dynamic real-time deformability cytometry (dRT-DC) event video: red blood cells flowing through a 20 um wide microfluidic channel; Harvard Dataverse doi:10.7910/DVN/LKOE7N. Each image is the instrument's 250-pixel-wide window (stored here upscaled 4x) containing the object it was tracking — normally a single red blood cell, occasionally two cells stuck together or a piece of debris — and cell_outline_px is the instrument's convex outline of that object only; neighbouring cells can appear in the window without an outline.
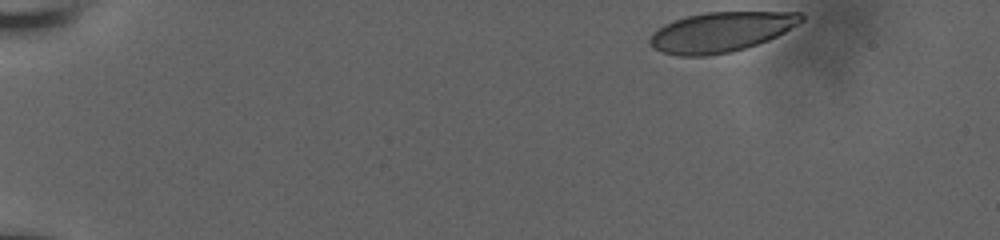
{"species": "human", "species_latin": "Homo sapiens", "temperature_condition": "room temperature", "stored_images_in_passage": 43, "camera_frame_rate_fps": 3000, "um_per_image_px": 0.085, "donor": {"sex": "male"}, "frame": {"image": 1, "passage_image": 1, "time_ms": 0.0, "image_size_px": [1000, 240], "cell_outline_px": [[804, 20], [784, 32], [768, 40], [732, 52], [708, 56], [676, 56], [660, 52], [648, 44], [648, 40], [664, 24], [672, 20], [704, 12], [800, 12], [804, 16]], "centroid_in_image_um": [61.26, 2.72], "position_along_channel_um": 23.7, "area_um2": 35.2}}
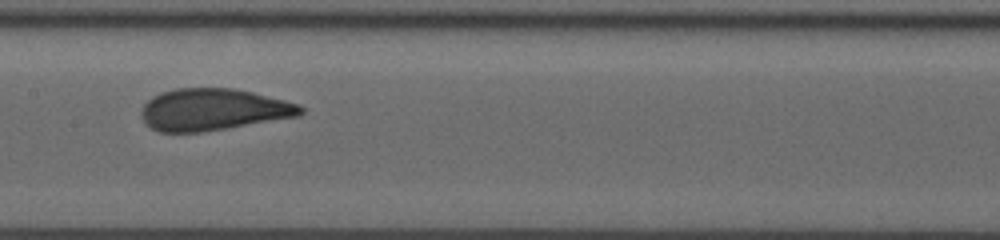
{"frame": {"image": 2, "passage_image": 24, "time_ms": 7.667, "image_size_px": [1000, 240], "cell_outline_px": [[304, 112], [300, 116], [200, 132], [160, 132], [144, 124], [140, 116], [140, 108], [152, 96], [160, 92], [176, 88], [232, 88], [252, 92], [300, 104], [304, 108]], "centroid_in_image_um": [18.08, 9.31], "position_along_channel_um": 189.3, "area_um2": 38.96}}
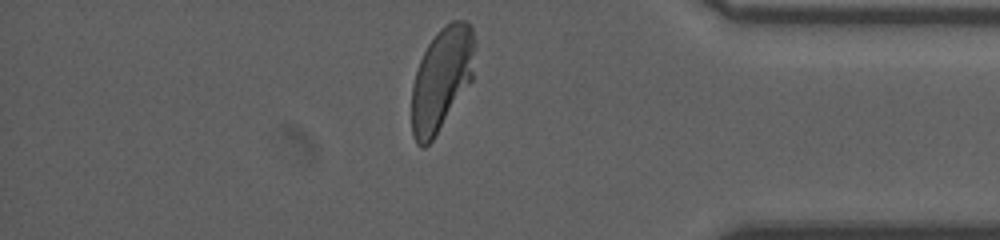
{"frame": {"image": 3, "passage_image": 42, "time_ms": 13.667, "image_size_px": [1000, 240], "cell_outline_px": [[476, 44], [472, 80], [432, 140], [424, 148], [420, 148], [416, 144], [412, 136], [412, 84], [420, 60], [428, 44], [436, 32], [440, 28], [452, 20], [464, 20], [472, 24], [476, 40]], "centroid_in_image_um": [37.55, 6.67], "position_along_channel_um": 397.6, "area_um2": 38.21}, "authors_computed_cell_mechanics": {"area_um2": 38.437, "velocity_mm_per_s": 3.8151, "shape_relaxation_time_tau1_ms": 4.5078, "shape_relaxation_time_tau2_ms": null, "deformation_change_tau1": 0.1628, "deformation_change_tau2": null}}